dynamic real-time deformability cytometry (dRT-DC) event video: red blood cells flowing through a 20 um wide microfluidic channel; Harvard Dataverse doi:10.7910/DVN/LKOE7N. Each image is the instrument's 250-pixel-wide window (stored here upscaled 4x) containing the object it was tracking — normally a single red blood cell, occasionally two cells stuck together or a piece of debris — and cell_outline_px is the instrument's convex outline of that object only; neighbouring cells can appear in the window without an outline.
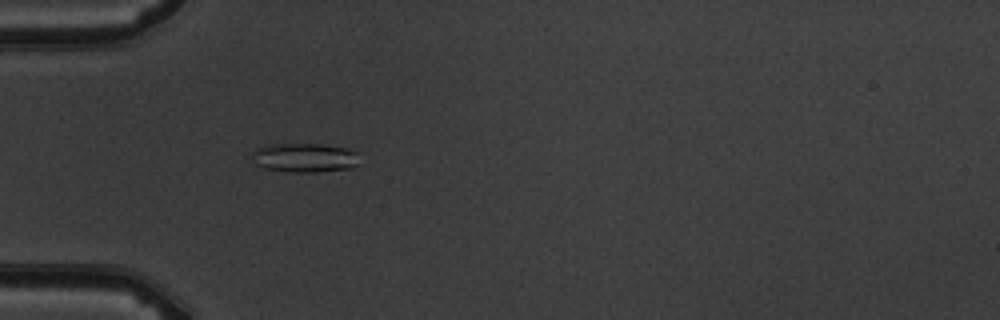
{"species": "common noctule bat (a hibernating species)", "species_latin": "Nyctalus noctula", "temperature_condition": "warm", "stored_images_in_passage": 4, "camera_frame_rate_fps": 3000, "um_per_image_px": 0.085, "animal": {"sex": "male", "body_mass_g": 19.5, "forearm_length_mm": 54.6}, "frame": {"image": 1, "passage_image": 4, "time_ms": 4.333, "image_size_px": [1000, 320], "cell_outline_px": [[356, 164], [348, 168], [316, 172], [284, 172], [264, 168], [256, 164], [252, 156], [252, 152], [268, 144], [320, 144], [344, 148], [356, 152]], "centroid_in_image_um": [25.82, 13.41], "position_along_channel_um": 59.2, "area_um2": 17.92}}